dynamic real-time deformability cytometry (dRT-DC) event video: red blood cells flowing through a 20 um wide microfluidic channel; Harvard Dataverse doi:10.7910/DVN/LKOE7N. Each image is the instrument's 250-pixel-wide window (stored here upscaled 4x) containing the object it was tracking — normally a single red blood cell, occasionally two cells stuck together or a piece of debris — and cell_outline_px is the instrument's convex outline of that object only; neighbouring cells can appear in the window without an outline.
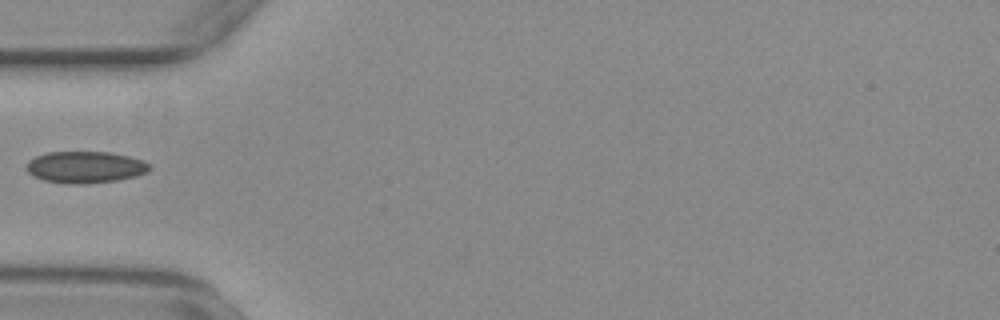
{"species": "common noctule bat (a hibernating species)", "species_latin": "Nyctalus noctula", "temperature_condition": "warm", "stored_images_in_passage": 38, "camera_frame_rate_fps": 3000, "um_per_image_px": 0.085, "animal": {"sex": "female", "body_mass_g": 29.2, "forearm_length_mm": 56.3}, "frame": {"image": 1, "passage_image": 1, "time_ms": 0.0, "image_size_px": [1000, 320], "cell_outline_px": [[152, 168], [148, 172], [136, 176], [116, 180], [84, 184], [68, 184], [44, 180], [32, 176], [28, 172], [28, 160], [36, 156], [48, 152], [108, 152], [128, 156], [140, 160], [148, 164]], "centroid_in_image_um": [7.24, 14.21], "position_along_channel_um": 77.8, "area_um2": 22.6}}
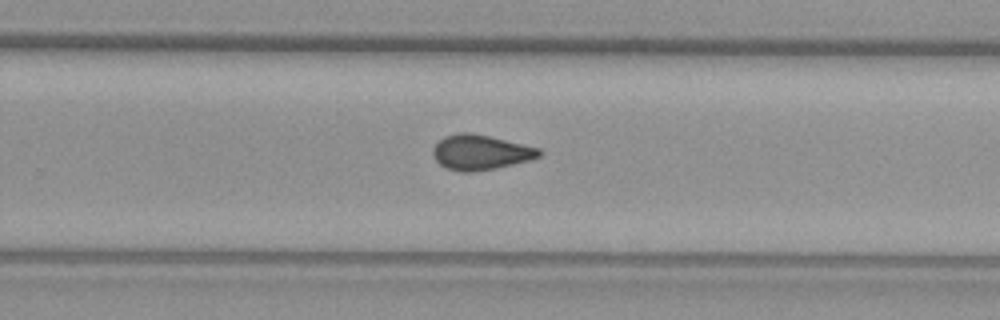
{"frame": {"image": 2, "passage_image": 18, "time_ms": 5.667, "image_size_px": [1000, 320], "cell_outline_px": [[544, 152], [540, 156], [532, 160], [496, 168], [476, 172], [460, 172], [448, 168], [440, 164], [432, 156], [432, 148], [444, 136], [456, 132], [472, 132], [540, 148]], "centroid_in_image_um": [40.85, 12.94], "position_along_channel_um": 288.9, "area_um2": 21.96}}
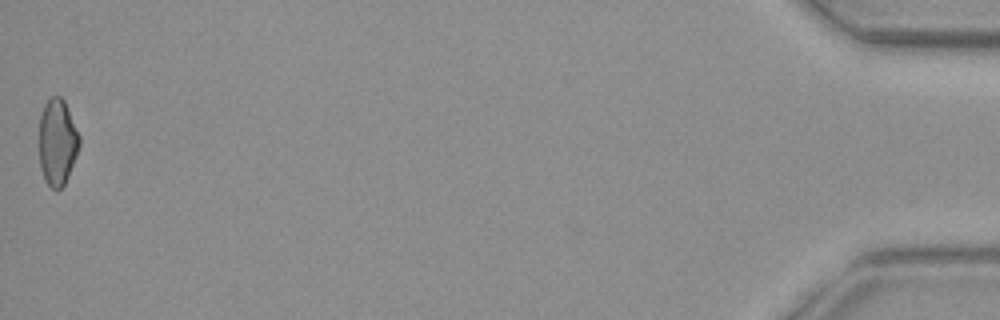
{"frame": {"image": 3, "passage_image": 38, "time_ms": 12.333, "image_size_px": [1000, 320], "cell_outline_px": [[80, 144], [76, 156], [68, 176], [64, 184], [56, 192], [44, 180], [40, 168], [40, 116], [44, 104], [52, 96], [60, 96], [64, 100], [80, 136]], "centroid_in_image_um": [4.88, 12.09], "position_along_channel_um": 430.3, "area_um2": 20.17}}